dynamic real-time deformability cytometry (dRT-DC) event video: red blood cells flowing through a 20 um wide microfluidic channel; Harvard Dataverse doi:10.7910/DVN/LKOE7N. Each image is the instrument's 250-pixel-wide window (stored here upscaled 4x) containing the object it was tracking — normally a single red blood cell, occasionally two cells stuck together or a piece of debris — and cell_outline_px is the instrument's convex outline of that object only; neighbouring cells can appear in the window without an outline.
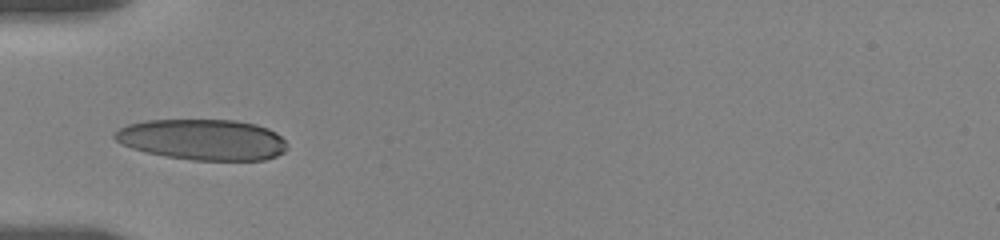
{"species": "human", "species_latin": "Homo sapiens", "temperature_condition": "room temperature", "stored_images_in_passage": 8, "camera_frame_rate_fps": 3000, "um_per_image_px": 0.085, "donor": {"sex": "female"}, "frame": {"image": 1, "passage_image": 1, "time_ms": 0.0, "image_size_px": [1000, 240], "cell_outline_px": [[288, 148], [284, 152], [276, 156], [264, 160], [192, 160], [168, 156], [148, 152], [132, 148], [120, 144], [112, 136], [120, 128], [128, 124], [144, 120], [236, 120], [256, 124], [268, 128], [276, 132], [288, 144]], "centroid_in_image_um": [17.25, 11.86], "position_along_channel_um": 67.8, "area_um2": 41.1}}
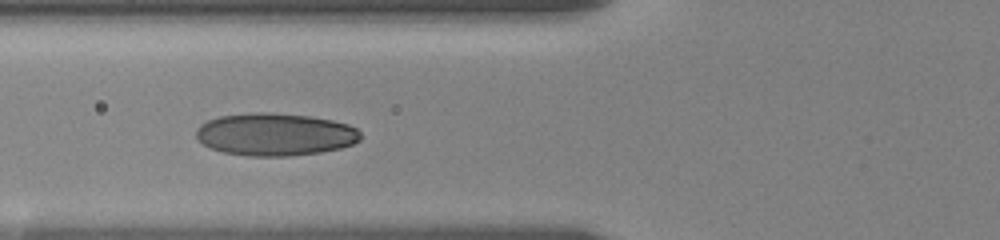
{"frame": {"image": 2, "passage_image": 7, "time_ms": 1.0, "image_size_px": [1000, 240], "cell_outline_px": [[360, 140], [352, 144], [340, 148], [320, 152], [288, 156], [248, 156], [224, 152], [208, 148], [196, 136], [196, 128], [200, 124], [208, 120], [220, 116], [256, 112], [268, 112], [308, 116], [332, 120], [348, 124], [356, 128], [360, 132]], "centroid_in_image_um": [23.37, 11.42], "position_along_channel_um": 102.4, "area_um2": 40.75}}